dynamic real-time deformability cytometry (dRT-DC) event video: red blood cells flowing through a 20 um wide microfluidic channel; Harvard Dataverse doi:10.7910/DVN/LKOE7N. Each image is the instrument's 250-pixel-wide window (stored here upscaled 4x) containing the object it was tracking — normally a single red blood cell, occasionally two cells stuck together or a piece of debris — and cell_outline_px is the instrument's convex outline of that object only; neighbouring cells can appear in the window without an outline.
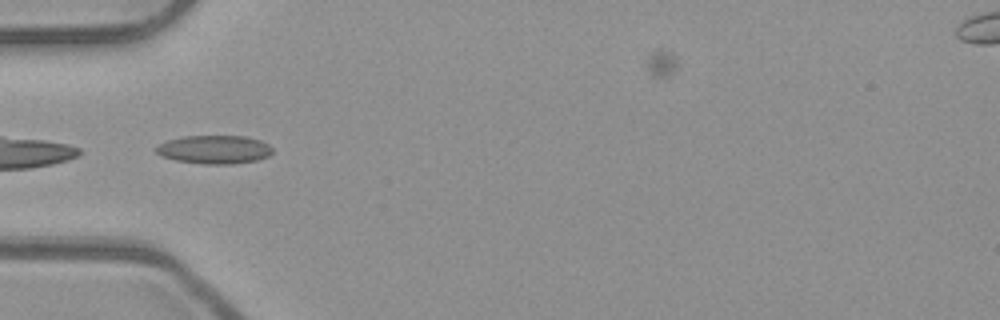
{"species": "common noctule bat (a hibernating species)", "species_latin": "Nyctalus noctula", "temperature_condition": "room temperature", "stored_images_in_passage": 10, "camera_frame_rate_fps": 3000, "um_per_image_px": 0.085, "animal": {"sex": "male", "body_mass_g": 23.1, "forearm_length_mm": 52.7}, "frame": {"image": 1, "passage_image": 1, "time_ms": 0.0, "image_size_px": [1000, 320], "cell_outline_px": [[272, 152], [268, 156], [256, 160], [232, 164], [204, 164], [176, 160], [164, 156], [156, 152], [156, 148], [160, 144], [168, 140], [184, 136], [244, 136], [260, 140], [268, 144], [272, 148]], "centroid_in_image_um": [18.25, 12.71], "position_along_channel_um": 66.8, "area_um2": 19.07}}
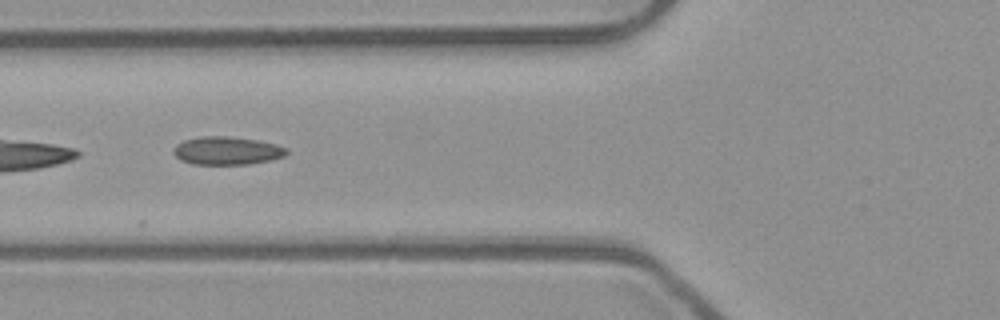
{"frame": {"image": 2, "passage_image": 4, "time_ms": 1.0, "image_size_px": [1000, 320], "cell_outline_px": [[288, 152], [284, 156], [272, 160], [248, 164], [192, 164], [180, 160], [172, 152], [176, 144], [184, 140], [200, 136], [228, 136], [256, 140], [276, 144], [288, 148]], "centroid_in_image_um": [19.28, 12.81], "position_along_channel_um": 106.5, "area_um2": 18.61}}
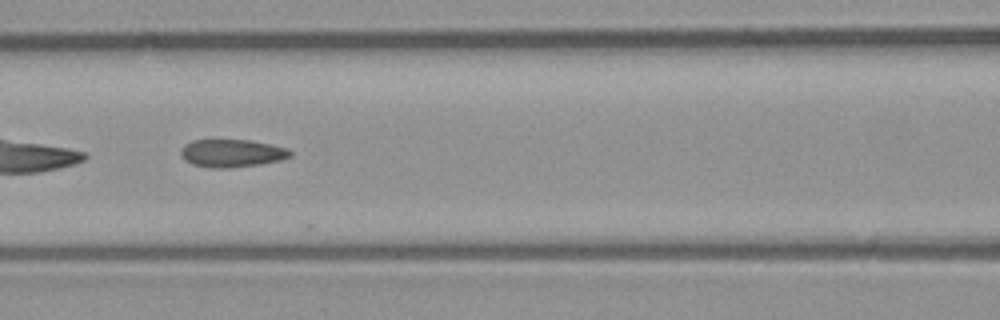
{"frame": {"image": 3, "passage_image": 7, "time_ms": 2.0, "image_size_px": [1000, 320], "cell_outline_px": [[292, 156], [280, 160], [260, 164], [228, 168], [212, 168], [192, 164], [184, 160], [180, 152], [180, 148], [184, 144], [192, 140], [248, 140], [272, 144], [288, 148], [292, 152]], "centroid_in_image_um": [19.7, 13.02], "position_along_channel_um": 146.9, "area_um2": 17.86}}